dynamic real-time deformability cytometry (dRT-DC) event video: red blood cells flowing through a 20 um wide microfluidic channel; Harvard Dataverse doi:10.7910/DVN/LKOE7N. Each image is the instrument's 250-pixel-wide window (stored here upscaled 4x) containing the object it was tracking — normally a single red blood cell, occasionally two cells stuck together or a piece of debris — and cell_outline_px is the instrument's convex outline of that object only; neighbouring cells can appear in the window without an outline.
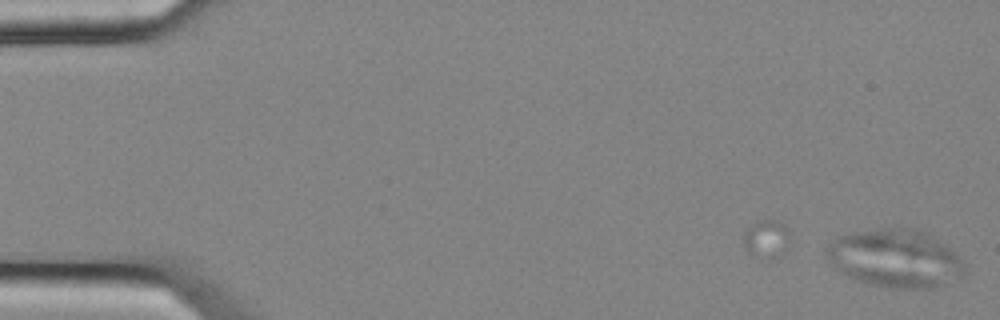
{"species": "common noctule bat (a hibernating species)", "species_latin": "Nyctalus noctula", "temperature_condition": "cold", "stored_images_in_passage": 6, "camera_frame_rate_fps": 3000, "um_per_image_px": 0.085, "animal": {"sex": "female", "body_mass_g": 25.1}, "frame": {"image": 1, "passage_image": 6, "time_ms": 1.667, "image_size_px": [1000, 320], "cell_outline_px": [[964, 276], [944, 284], [932, 288], [888, 288], [868, 284], [856, 280], [832, 268], [824, 256], [824, 248], [836, 236], [852, 232], [884, 228], [916, 228], [928, 232], [964, 260]], "centroid_in_image_um": [76.04, 21.96], "position_along_channel_um": 9.0, "area_um2": 47.4}}